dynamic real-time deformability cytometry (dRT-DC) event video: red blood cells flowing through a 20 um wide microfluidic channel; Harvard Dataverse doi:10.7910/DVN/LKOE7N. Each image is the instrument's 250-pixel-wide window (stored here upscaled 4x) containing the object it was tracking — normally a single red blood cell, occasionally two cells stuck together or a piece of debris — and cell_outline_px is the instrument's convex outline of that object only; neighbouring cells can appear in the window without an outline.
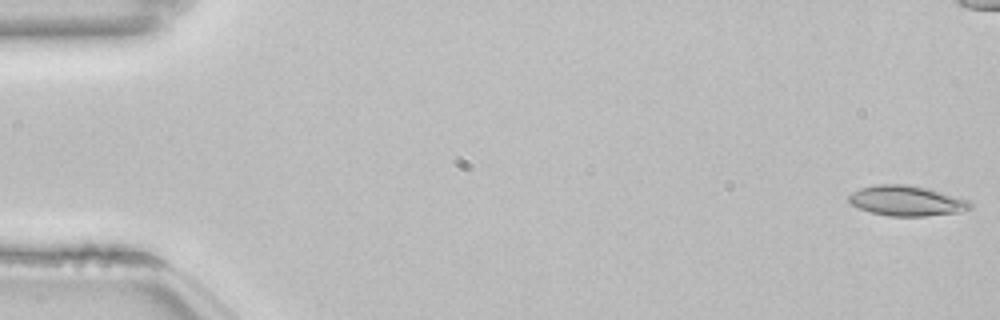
{"species": "common noctule bat (a hibernating species)", "species_latin": "Nyctalus noctula", "temperature_condition": "room temperature", "stored_images_in_passage": 54, "camera_frame_rate_fps": 3000, "um_per_image_px": 0.085, "animal": {"sex": "female", "body_mass_g": 22.7, "forearm_length_mm": 54.2}, "frame": {"image": 1, "passage_image": 1, "time_ms": 0.0, "image_size_px": [1000, 320], "cell_outline_px": [[972, 208], [960, 212], [924, 216], [888, 216], [872, 212], [860, 208], [852, 204], [848, 200], [848, 196], [852, 192], [860, 188], [876, 184], [904, 184], [924, 188], [968, 200], [972, 204]], "centroid_in_image_um": [77.03, 17.07], "position_along_channel_um": 8.0, "area_um2": 21.04}}
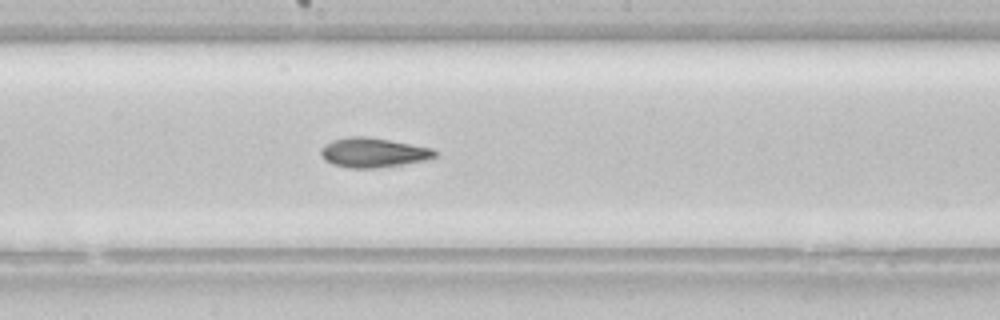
{"frame": {"image": 2, "passage_image": 29, "time_ms": 9.333, "image_size_px": [1000, 320], "cell_outline_px": [[436, 156], [428, 160], [376, 168], [348, 168], [332, 164], [324, 160], [320, 152], [320, 148], [324, 144], [332, 140], [348, 136], [368, 136], [432, 148], [436, 152]], "centroid_in_image_um": [31.68, 12.96], "position_along_channel_um": 216.5, "area_um2": 19.77}}
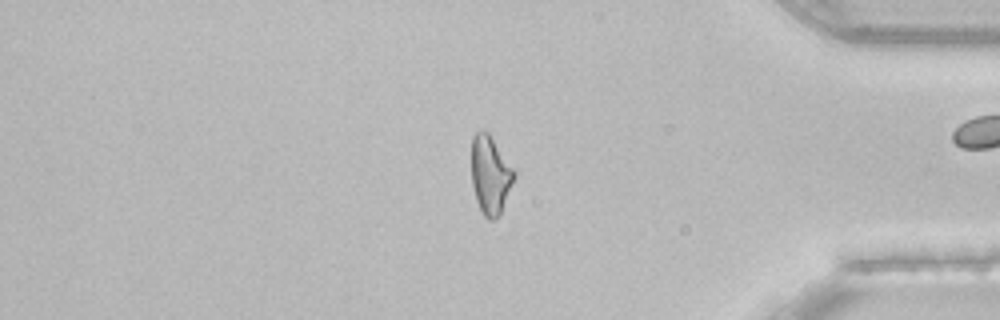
{"frame": {"image": 3, "passage_image": 45, "time_ms": 14.667, "image_size_px": [1000, 320], "cell_outline_px": [[516, 176], [500, 216], [496, 220], [488, 220], [484, 216], [476, 200], [472, 184], [472, 136], [476, 132], [488, 132], [516, 172]], "centroid_in_image_um": [41.69, 14.92], "position_along_channel_um": 393.5, "area_um2": 19.48}, "authors_computed_cell_mechanics": {"area_um2": 20.1433, "velocity_mm_per_s": 3.8498, "shape_relaxation_time_tau1_ms": null, "shape_relaxation_time_tau2_ms": 3.434, "deformation_change_tau1": null, "deformation_change_tau2": 0.0911}}